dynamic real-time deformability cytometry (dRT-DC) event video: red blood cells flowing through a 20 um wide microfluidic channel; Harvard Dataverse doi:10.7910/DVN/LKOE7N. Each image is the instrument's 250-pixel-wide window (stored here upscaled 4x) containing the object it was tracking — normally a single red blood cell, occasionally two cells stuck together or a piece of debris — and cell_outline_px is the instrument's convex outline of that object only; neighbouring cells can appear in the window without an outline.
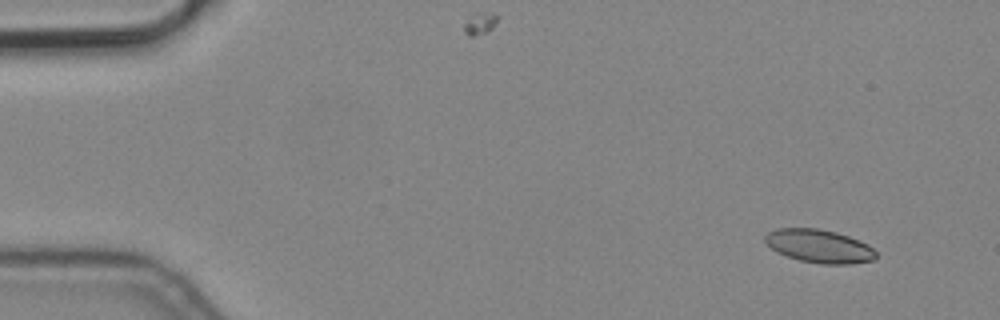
{"species": "common noctule bat (a hibernating species)", "species_latin": "Nyctalus noctula", "temperature_condition": "cold", "stored_images_in_passage": 5, "camera_frame_rate_fps": 3000, "um_per_image_px": 0.085, "animal": {"sex": "male", "body_mass_g": 19.2, "forearm_length_mm": 51.8}, "frame": {"image": 1, "passage_image": 2, "time_ms": 0.333, "image_size_px": [1000, 320], "cell_outline_px": [[876, 256], [872, 260], [852, 264], [820, 264], [800, 260], [776, 252], [764, 240], [764, 236], [768, 232], [776, 228], [816, 228], [836, 232], [860, 240], [868, 244], [876, 252]], "centroid_in_image_um": [69.63, 20.92], "position_along_channel_um": 15.4, "area_um2": 21.5}}